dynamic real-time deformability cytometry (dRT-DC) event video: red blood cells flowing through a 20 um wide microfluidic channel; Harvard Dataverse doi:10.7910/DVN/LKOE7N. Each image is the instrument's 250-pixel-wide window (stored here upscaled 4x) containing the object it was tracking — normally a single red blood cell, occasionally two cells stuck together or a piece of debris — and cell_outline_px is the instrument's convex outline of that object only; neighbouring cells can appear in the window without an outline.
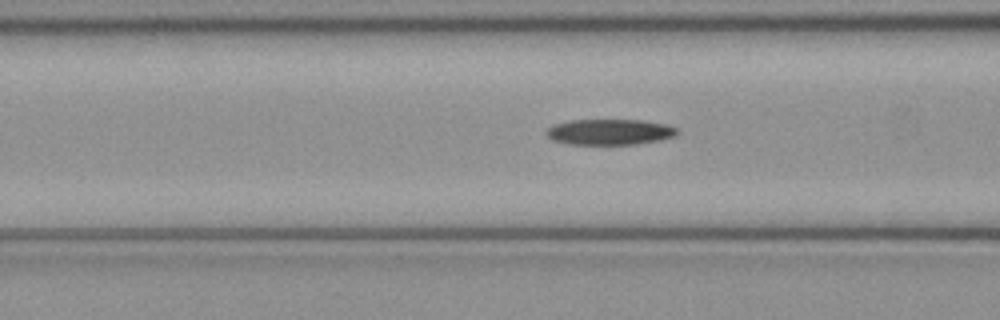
{"species": "common noctule bat (a hibernating species)", "species_latin": "Nyctalus noctula", "temperature_condition": "cold", "stored_images_in_passage": 49, "camera_frame_rate_fps": 3000, "um_per_image_px": 0.085, "animal": {"sex": "female", "body_mass_g": 21.9}, "frame": {"image": 1, "passage_image": 18, "time_ms": 5.667, "image_size_px": [1000, 320], "cell_outline_px": [[680, 132], [676, 136], [660, 140], [636, 144], [568, 144], [552, 140], [544, 132], [552, 124], [572, 120], [644, 120], [668, 124], [676, 128]], "centroid_in_image_um": [51.84, 11.21], "position_along_channel_um": 114.8, "area_um2": 19.83}}
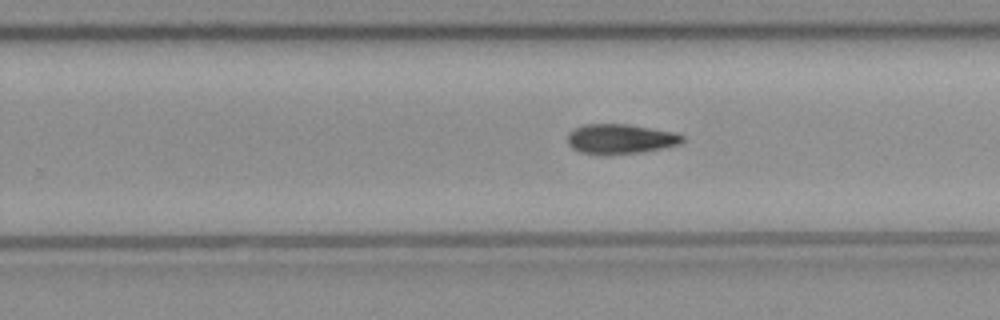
{"frame": {"image": 2, "passage_image": 30, "time_ms": 9.667, "image_size_px": [1000, 320], "cell_outline_px": [[688, 140], [680, 144], [644, 152], [604, 156], [580, 152], [572, 148], [568, 144], [568, 132], [584, 124], [628, 124], [680, 132]], "centroid_in_image_um": [52.8, 11.82], "position_along_channel_um": 277.0, "area_um2": 20.63}}
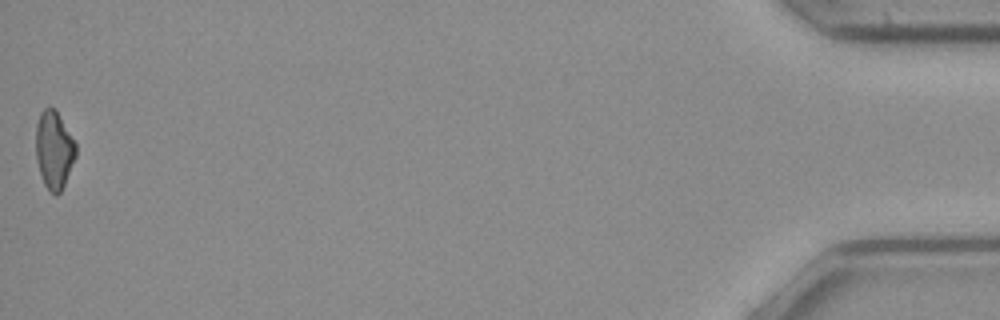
{"frame": {"image": 3, "passage_image": 49, "time_ms": 16.0, "image_size_px": [1000, 320], "cell_outline_px": [[76, 156], [64, 184], [60, 192], [56, 196], [44, 184], [36, 160], [36, 124], [40, 112], [44, 108], [52, 108], [56, 112], [76, 144]], "centroid_in_image_um": [4.57, 12.75], "position_along_channel_um": 430.6, "area_um2": 17.69}, "authors_computed_cell_mechanics": {"area_um2": 19.4786, "velocity_mm_per_s": 4.0501, "shape_relaxation_time_tau1_ms": 9.2238, "shape_relaxation_time_tau2_ms": null, "deformation_change_tau1": 0.1765, "deformation_change_tau2": null}}